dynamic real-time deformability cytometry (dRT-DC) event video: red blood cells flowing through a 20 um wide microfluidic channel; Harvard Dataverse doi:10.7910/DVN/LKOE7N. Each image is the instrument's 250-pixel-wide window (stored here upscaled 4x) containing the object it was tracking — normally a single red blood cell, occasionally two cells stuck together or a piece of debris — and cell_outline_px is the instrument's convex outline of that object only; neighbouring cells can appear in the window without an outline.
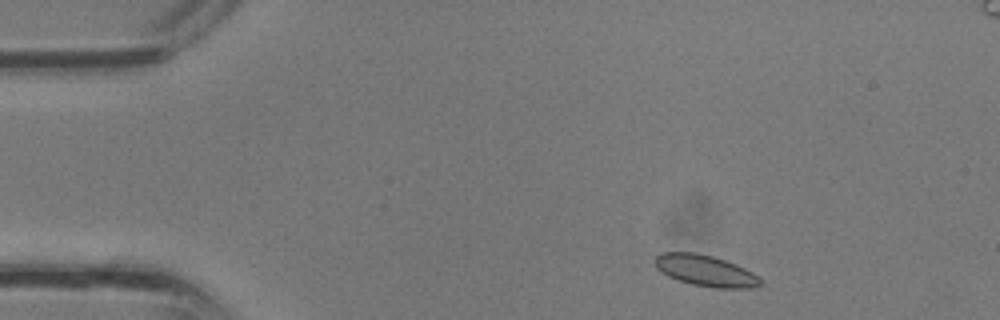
{"species": "common noctule bat (a hibernating species)", "species_latin": "Nyctalus noctula", "temperature_condition": "room temperature", "stored_images_in_passage": 33, "segment_of_instrument_passage": [1, 2], "camera_frame_rate_fps": 3000, "um_per_image_px": 0.085, "animal": {"sex": "male", "body_mass_g": 13.3}, "frame": {"image": 1, "passage_image": 2, "time_ms": 0.333, "image_size_px": [1000, 320], "cell_outline_px": [[764, 284], [752, 288], [716, 288], [692, 284], [668, 276], [656, 268], [652, 260], [660, 252], [696, 252], [712, 256], [736, 264], [760, 276], [764, 280]], "centroid_in_image_um": [59.99, 23.0], "position_along_channel_um": 25.0, "area_um2": 19.42}}
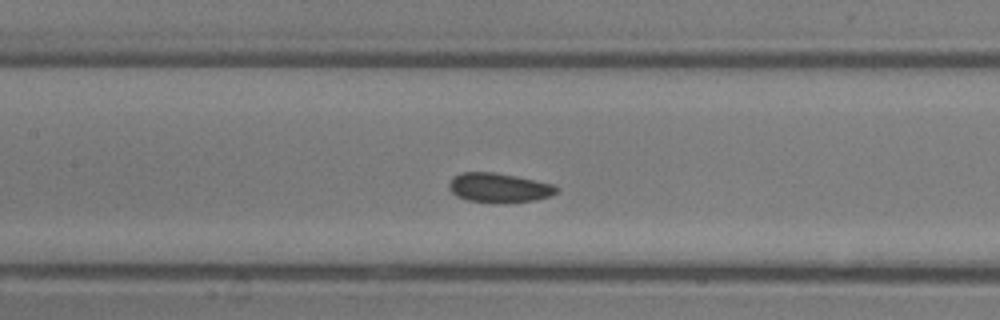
{"frame": {"image": 2, "passage_image": 13, "time_ms": 4.0, "image_size_px": [1000, 320], "cell_outline_px": [[560, 188], [552, 196], [536, 200], [468, 200], [456, 196], [448, 188], [448, 184], [452, 176], [464, 172], [492, 172], [516, 176], [552, 184]], "centroid_in_image_um": [42.39, 15.91], "position_along_channel_um": 165.0, "area_um2": 17.69}}
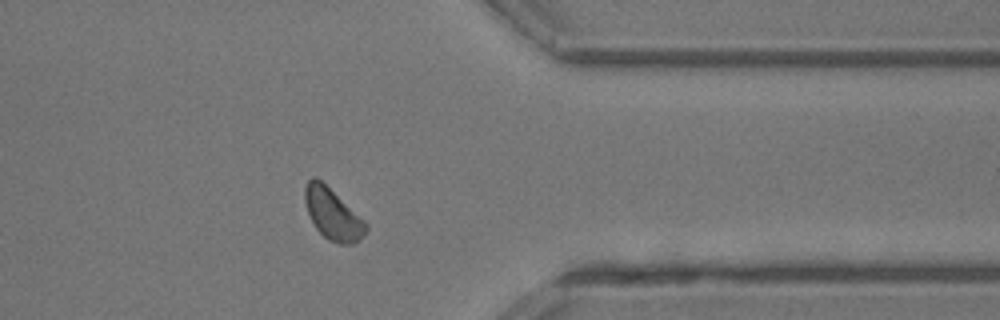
{"frame": {"image": 3, "passage_image": 25, "time_ms": 8.0, "image_size_px": [1000, 320], "cell_outline_px": [[368, 228], [352, 244], [340, 244], [328, 240], [316, 228], [308, 212], [304, 200], [304, 188], [308, 180], [312, 176], [316, 176], [364, 220], [368, 224]], "centroid_in_image_um": [28.24, 18.18], "position_along_channel_um": 383.2, "area_um2": 17.74}}